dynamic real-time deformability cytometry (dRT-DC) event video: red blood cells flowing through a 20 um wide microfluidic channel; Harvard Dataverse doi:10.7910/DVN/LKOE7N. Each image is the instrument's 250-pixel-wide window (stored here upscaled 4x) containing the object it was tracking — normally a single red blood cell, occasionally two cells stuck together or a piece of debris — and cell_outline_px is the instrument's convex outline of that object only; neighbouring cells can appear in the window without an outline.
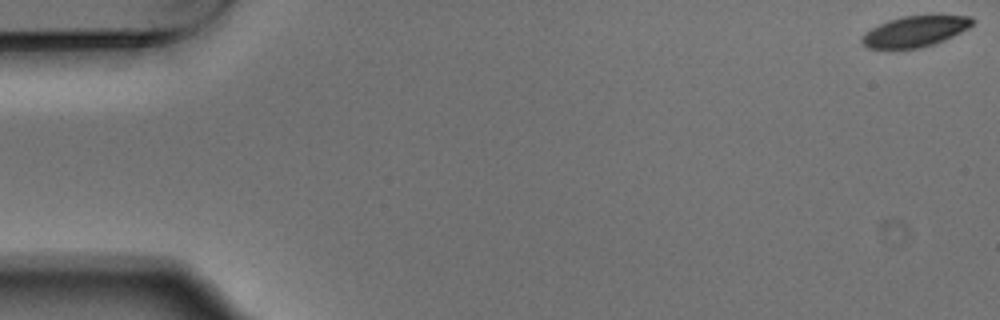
{"species": "Egyptian fruit bat (a non-hibernating species)", "species_latin": "Rousettus aegyptiacus", "temperature_condition": "warm", "stored_images_in_passage": 7, "camera_frame_rate_fps": 3000, "um_per_image_px": 0.085, "animal": {"sex": "male"}, "frame": {"image": 1, "passage_image": 1, "time_ms": 0.0, "image_size_px": [1000, 320], "cell_outline_px": [[976, 20], [968, 28], [944, 40], [920, 48], [892, 52], [888, 52], [868, 48], [860, 40], [864, 32], [888, 20], [904, 16], [972, 16]], "centroid_in_image_um": [77.69, 2.73], "position_along_channel_um": 7.3, "area_um2": 20.29}}
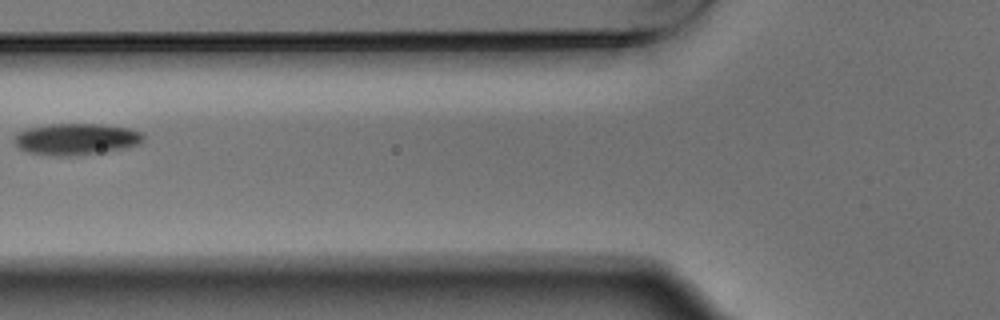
{"frame": {"image": 2, "passage_image": 6, "time_ms": 1.667, "image_size_px": [1000, 320], "cell_outline_px": [[144, 140], [140, 144], [124, 148], [76, 156], [48, 156], [28, 152], [20, 148], [12, 140], [20, 132], [28, 128], [48, 124], [100, 124], [128, 128], [140, 132], [144, 136]], "centroid_in_image_um": [6.47, 11.83], "position_along_channel_um": 119.3, "area_um2": 23.7}}
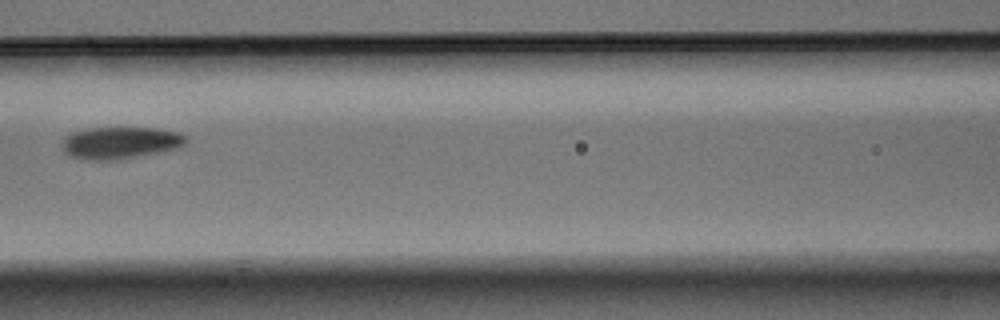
{"frame": {"image": 3, "passage_image": 7, "time_ms": 2.0, "image_size_px": [1000, 320], "cell_outline_px": [[188, 140], [180, 148], [116, 160], [88, 160], [72, 156], [64, 152], [64, 136], [72, 132], [88, 128], [152, 128], [176, 132], [184, 136]], "centroid_in_image_um": [10.22, 12.14], "position_along_channel_um": 156.4, "area_um2": 22.83}}